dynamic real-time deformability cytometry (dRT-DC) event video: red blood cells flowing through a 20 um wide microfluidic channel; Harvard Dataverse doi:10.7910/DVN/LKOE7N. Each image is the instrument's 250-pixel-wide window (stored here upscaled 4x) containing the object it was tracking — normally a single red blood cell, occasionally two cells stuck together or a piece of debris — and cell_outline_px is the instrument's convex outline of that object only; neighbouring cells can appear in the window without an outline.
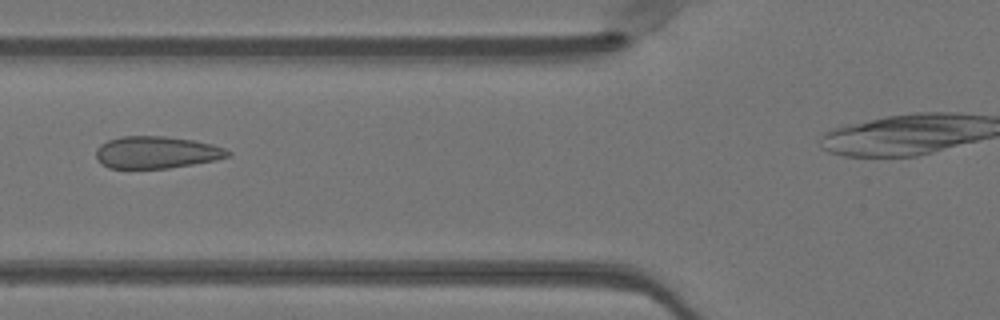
{"species": "Egyptian fruit bat (a non-hibernating species)", "species_latin": "Rousettus aegyptiacus", "temperature_condition": "warm", "stored_images_in_passage": 36, "camera_frame_rate_fps": 3000, "um_per_image_px": 0.085, "animal": {"sex": "female"}, "frame": {"image": 1, "passage_image": 11, "time_ms": 3.333, "image_size_px": [1000, 320], "cell_outline_px": [[232, 156], [216, 160], [168, 168], [108, 168], [96, 156], [96, 148], [100, 144], [108, 140], [120, 136], [164, 136], [192, 140], [212, 144], [224, 148], [232, 152]], "centroid_in_image_um": [13.33, 12.94], "position_along_channel_um": 112.5, "area_um2": 24.62}}
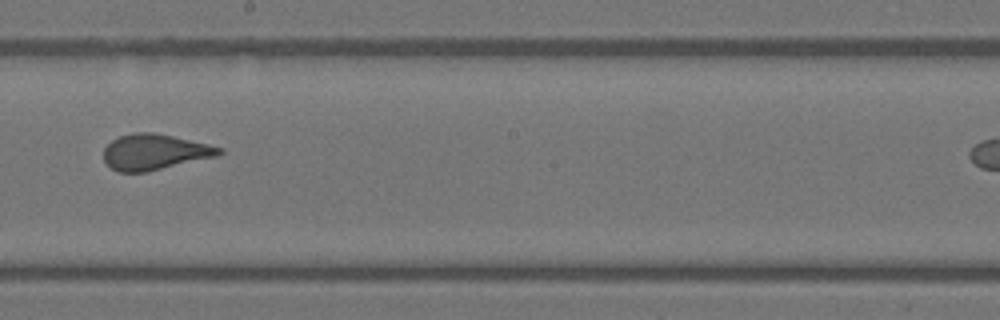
{"frame": {"image": 2, "passage_image": 20, "time_ms": 6.333, "image_size_px": [1000, 320], "cell_outline_px": [[224, 152], [216, 156], [148, 172], [120, 172], [112, 168], [104, 160], [104, 148], [112, 140], [120, 136], [136, 132], [152, 132], [172, 136], [208, 144], [224, 148]], "centroid_in_image_um": [13.15, 12.92], "position_along_channel_um": 235.1, "area_um2": 23.87}}
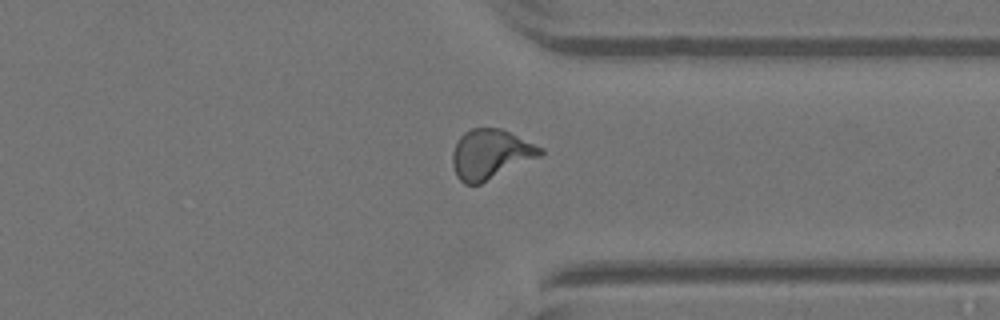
{"frame": {"image": 3, "passage_image": 30, "time_ms": 9.667, "image_size_px": [1000, 320], "cell_outline_px": [[544, 152], [540, 156], [480, 184], [464, 184], [456, 176], [452, 164], [452, 152], [460, 136], [464, 132], [472, 128], [500, 128], [544, 148]], "centroid_in_image_um": [41.67, 13.11], "position_along_channel_um": 369.7, "area_um2": 25.26}}